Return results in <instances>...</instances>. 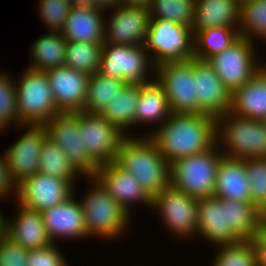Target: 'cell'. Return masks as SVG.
I'll use <instances>...</instances> for the list:
<instances>
[{
  "mask_svg": "<svg viewBox=\"0 0 266 266\" xmlns=\"http://www.w3.org/2000/svg\"><path fill=\"white\" fill-rule=\"evenodd\" d=\"M149 137L172 164L216 145V120L208 114L172 113Z\"/></svg>",
  "mask_w": 266,
  "mask_h": 266,
  "instance_id": "obj_1",
  "label": "cell"
},
{
  "mask_svg": "<svg viewBox=\"0 0 266 266\" xmlns=\"http://www.w3.org/2000/svg\"><path fill=\"white\" fill-rule=\"evenodd\" d=\"M153 197L170 185L171 164L149 136H125L114 161Z\"/></svg>",
  "mask_w": 266,
  "mask_h": 266,
  "instance_id": "obj_2",
  "label": "cell"
},
{
  "mask_svg": "<svg viewBox=\"0 0 266 266\" xmlns=\"http://www.w3.org/2000/svg\"><path fill=\"white\" fill-rule=\"evenodd\" d=\"M91 184L86 195L79 200L85 217L86 230L89 239L98 237L106 241L123 237L131 218L127 211L111 197L109 192L94 177H84ZM130 223V224H129ZM127 228V230H126ZM126 230V231H125ZM125 231V232H124Z\"/></svg>",
  "mask_w": 266,
  "mask_h": 266,
  "instance_id": "obj_3",
  "label": "cell"
},
{
  "mask_svg": "<svg viewBox=\"0 0 266 266\" xmlns=\"http://www.w3.org/2000/svg\"><path fill=\"white\" fill-rule=\"evenodd\" d=\"M215 120L216 145L224 156L266 157V121L237 116L229 111Z\"/></svg>",
  "mask_w": 266,
  "mask_h": 266,
  "instance_id": "obj_4",
  "label": "cell"
},
{
  "mask_svg": "<svg viewBox=\"0 0 266 266\" xmlns=\"http://www.w3.org/2000/svg\"><path fill=\"white\" fill-rule=\"evenodd\" d=\"M224 154L219 147L178 159L171 164L170 185L196 199L214 197L218 167Z\"/></svg>",
  "mask_w": 266,
  "mask_h": 266,
  "instance_id": "obj_5",
  "label": "cell"
},
{
  "mask_svg": "<svg viewBox=\"0 0 266 266\" xmlns=\"http://www.w3.org/2000/svg\"><path fill=\"white\" fill-rule=\"evenodd\" d=\"M155 67L144 45L103 43L98 73L128 84H146L155 79Z\"/></svg>",
  "mask_w": 266,
  "mask_h": 266,
  "instance_id": "obj_6",
  "label": "cell"
},
{
  "mask_svg": "<svg viewBox=\"0 0 266 266\" xmlns=\"http://www.w3.org/2000/svg\"><path fill=\"white\" fill-rule=\"evenodd\" d=\"M21 124H44L59 114L46 72L26 68L15 82Z\"/></svg>",
  "mask_w": 266,
  "mask_h": 266,
  "instance_id": "obj_7",
  "label": "cell"
},
{
  "mask_svg": "<svg viewBox=\"0 0 266 266\" xmlns=\"http://www.w3.org/2000/svg\"><path fill=\"white\" fill-rule=\"evenodd\" d=\"M144 48L155 66L169 61L194 58L191 28L167 19H151Z\"/></svg>",
  "mask_w": 266,
  "mask_h": 266,
  "instance_id": "obj_8",
  "label": "cell"
},
{
  "mask_svg": "<svg viewBox=\"0 0 266 266\" xmlns=\"http://www.w3.org/2000/svg\"><path fill=\"white\" fill-rule=\"evenodd\" d=\"M198 199L174 189L171 185L152 197L151 209L159 215L163 227L174 238H197ZM173 233V234H172ZM176 236V237H175Z\"/></svg>",
  "mask_w": 266,
  "mask_h": 266,
  "instance_id": "obj_9",
  "label": "cell"
},
{
  "mask_svg": "<svg viewBox=\"0 0 266 266\" xmlns=\"http://www.w3.org/2000/svg\"><path fill=\"white\" fill-rule=\"evenodd\" d=\"M256 43L240 37L229 48L207 60L230 93L242 87L266 64L257 59Z\"/></svg>",
  "mask_w": 266,
  "mask_h": 266,
  "instance_id": "obj_10",
  "label": "cell"
},
{
  "mask_svg": "<svg viewBox=\"0 0 266 266\" xmlns=\"http://www.w3.org/2000/svg\"><path fill=\"white\" fill-rule=\"evenodd\" d=\"M155 79L162 86L172 113L203 114L196 98L193 58L157 65Z\"/></svg>",
  "mask_w": 266,
  "mask_h": 266,
  "instance_id": "obj_11",
  "label": "cell"
},
{
  "mask_svg": "<svg viewBox=\"0 0 266 266\" xmlns=\"http://www.w3.org/2000/svg\"><path fill=\"white\" fill-rule=\"evenodd\" d=\"M44 125L48 139L63 150L83 177L96 174L99 165L88 155L87 147L83 145L78 127V112L59 113L46 121Z\"/></svg>",
  "mask_w": 266,
  "mask_h": 266,
  "instance_id": "obj_12",
  "label": "cell"
},
{
  "mask_svg": "<svg viewBox=\"0 0 266 266\" xmlns=\"http://www.w3.org/2000/svg\"><path fill=\"white\" fill-rule=\"evenodd\" d=\"M16 128L24 129L25 133L5 149L8 174L15 187L39 172L40 153L48 138L44 124H20Z\"/></svg>",
  "mask_w": 266,
  "mask_h": 266,
  "instance_id": "obj_13",
  "label": "cell"
},
{
  "mask_svg": "<svg viewBox=\"0 0 266 266\" xmlns=\"http://www.w3.org/2000/svg\"><path fill=\"white\" fill-rule=\"evenodd\" d=\"M78 127L88 155L100 166L114 162L125 135L99 113L78 112Z\"/></svg>",
  "mask_w": 266,
  "mask_h": 266,
  "instance_id": "obj_14",
  "label": "cell"
},
{
  "mask_svg": "<svg viewBox=\"0 0 266 266\" xmlns=\"http://www.w3.org/2000/svg\"><path fill=\"white\" fill-rule=\"evenodd\" d=\"M74 191L75 186L70 181L38 172L16 186L12 201L43 212L67 201L75 194Z\"/></svg>",
  "mask_w": 266,
  "mask_h": 266,
  "instance_id": "obj_15",
  "label": "cell"
},
{
  "mask_svg": "<svg viewBox=\"0 0 266 266\" xmlns=\"http://www.w3.org/2000/svg\"><path fill=\"white\" fill-rule=\"evenodd\" d=\"M106 16L104 43L144 45L151 16L149 8L118 5Z\"/></svg>",
  "mask_w": 266,
  "mask_h": 266,
  "instance_id": "obj_16",
  "label": "cell"
},
{
  "mask_svg": "<svg viewBox=\"0 0 266 266\" xmlns=\"http://www.w3.org/2000/svg\"><path fill=\"white\" fill-rule=\"evenodd\" d=\"M197 212V238H202L214 247L243 241L230 227L229 199L217 197L198 199Z\"/></svg>",
  "mask_w": 266,
  "mask_h": 266,
  "instance_id": "obj_17",
  "label": "cell"
},
{
  "mask_svg": "<svg viewBox=\"0 0 266 266\" xmlns=\"http://www.w3.org/2000/svg\"><path fill=\"white\" fill-rule=\"evenodd\" d=\"M94 177L130 216L137 203L151 208L152 197L131 173L124 171L115 162L100 165Z\"/></svg>",
  "mask_w": 266,
  "mask_h": 266,
  "instance_id": "obj_18",
  "label": "cell"
},
{
  "mask_svg": "<svg viewBox=\"0 0 266 266\" xmlns=\"http://www.w3.org/2000/svg\"><path fill=\"white\" fill-rule=\"evenodd\" d=\"M60 113L83 111L90 75L67 66L46 71Z\"/></svg>",
  "mask_w": 266,
  "mask_h": 266,
  "instance_id": "obj_19",
  "label": "cell"
},
{
  "mask_svg": "<svg viewBox=\"0 0 266 266\" xmlns=\"http://www.w3.org/2000/svg\"><path fill=\"white\" fill-rule=\"evenodd\" d=\"M198 109L212 117L224 115L230 109L231 93L207 61L193 58Z\"/></svg>",
  "mask_w": 266,
  "mask_h": 266,
  "instance_id": "obj_20",
  "label": "cell"
},
{
  "mask_svg": "<svg viewBox=\"0 0 266 266\" xmlns=\"http://www.w3.org/2000/svg\"><path fill=\"white\" fill-rule=\"evenodd\" d=\"M76 197L74 194L67 201L41 212L47 235L52 243H57L61 239H89L83 210Z\"/></svg>",
  "mask_w": 266,
  "mask_h": 266,
  "instance_id": "obj_21",
  "label": "cell"
},
{
  "mask_svg": "<svg viewBox=\"0 0 266 266\" xmlns=\"http://www.w3.org/2000/svg\"><path fill=\"white\" fill-rule=\"evenodd\" d=\"M15 203V216H4V233L27 250L49 246L52 242L47 235L41 212Z\"/></svg>",
  "mask_w": 266,
  "mask_h": 266,
  "instance_id": "obj_22",
  "label": "cell"
},
{
  "mask_svg": "<svg viewBox=\"0 0 266 266\" xmlns=\"http://www.w3.org/2000/svg\"><path fill=\"white\" fill-rule=\"evenodd\" d=\"M84 3H75L61 30L66 41L104 43L105 14Z\"/></svg>",
  "mask_w": 266,
  "mask_h": 266,
  "instance_id": "obj_23",
  "label": "cell"
},
{
  "mask_svg": "<svg viewBox=\"0 0 266 266\" xmlns=\"http://www.w3.org/2000/svg\"><path fill=\"white\" fill-rule=\"evenodd\" d=\"M229 112L266 121V64L242 87L231 93Z\"/></svg>",
  "mask_w": 266,
  "mask_h": 266,
  "instance_id": "obj_24",
  "label": "cell"
},
{
  "mask_svg": "<svg viewBox=\"0 0 266 266\" xmlns=\"http://www.w3.org/2000/svg\"><path fill=\"white\" fill-rule=\"evenodd\" d=\"M214 197L233 201H250L245 159L222 157L218 167Z\"/></svg>",
  "mask_w": 266,
  "mask_h": 266,
  "instance_id": "obj_25",
  "label": "cell"
},
{
  "mask_svg": "<svg viewBox=\"0 0 266 266\" xmlns=\"http://www.w3.org/2000/svg\"><path fill=\"white\" fill-rule=\"evenodd\" d=\"M171 114L168 98L156 79L149 83L142 84L136 107V127L141 125H145V127L147 125L149 127L152 124L157 126H153L152 131L148 130L149 133H144L143 136H149L156 128L163 124Z\"/></svg>",
  "mask_w": 266,
  "mask_h": 266,
  "instance_id": "obj_26",
  "label": "cell"
},
{
  "mask_svg": "<svg viewBox=\"0 0 266 266\" xmlns=\"http://www.w3.org/2000/svg\"><path fill=\"white\" fill-rule=\"evenodd\" d=\"M239 7L236 0H196L193 34L216 26L238 30Z\"/></svg>",
  "mask_w": 266,
  "mask_h": 266,
  "instance_id": "obj_27",
  "label": "cell"
},
{
  "mask_svg": "<svg viewBox=\"0 0 266 266\" xmlns=\"http://www.w3.org/2000/svg\"><path fill=\"white\" fill-rule=\"evenodd\" d=\"M142 84H126L117 93L105 109L100 113L108 122L115 125L125 136H136L130 133L136 128V107L138 104ZM133 126V127H132ZM130 127H132L130 129Z\"/></svg>",
  "mask_w": 266,
  "mask_h": 266,
  "instance_id": "obj_28",
  "label": "cell"
},
{
  "mask_svg": "<svg viewBox=\"0 0 266 266\" xmlns=\"http://www.w3.org/2000/svg\"><path fill=\"white\" fill-rule=\"evenodd\" d=\"M32 44L29 69L46 72L64 66L67 41L61 31H48Z\"/></svg>",
  "mask_w": 266,
  "mask_h": 266,
  "instance_id": "obj_29",
  "label": "cell"
},
{
  "mask_svg": "<svg viewBox=\"0 0 266 266\" xmlns=\"http://www.w3.org/2000/svg\"><path fill=\"white\" fill-rule=\"evenodd\" d=\"M240 38L232 27L216 26L194 33V58L207 61L212 56L229 48Z\"/></svg>",
  "mask_w": 266,
  "mask_h": 266,
  "instance_id": "obj_30",
  "label": "cell"
},
{
  "mask_svg": "<svg viewBox=\"0 0 266 266\" xmlns=\"http://www.w3.org/2000/svg\"><path fill=\"white\" fill-rule=\"evenodd\" d=\"M39 163L40 173L70 181L75 187L76 179L83 176L70 162L63 150L48 138L43 144Z\"/></svg>",
  "mask_w": 266,
  "mask_h": 266,
  "instance_id": "obj_31",
  "label": "cell"
},
{
  "mask_svg": "<svg viewBox=\"0 0 266 266\" xmlns=\"http://www.w3.org/2000/svg\"><path fill=\"white\" fill-rule=\"evenodd\" d=\"M126 84L123 80L105 77L98 72L90 75L83 111L100 114Z\"/></svg>",
  "mask_w": 266,
  "mask_h": 266,
  "instance_id": "obj_32",
  "label": "cell"
},
{
  "mask_svg": "<svg viewBox=\"0 0 266 266\" xmlns=\"http://www.w3.org/2000/svg\"><path fill=\"white\" fill-rule=\"evenodd\" d=\"M238 32L240 37L266 43V0H253L239 7Z\"/></svg>",
  "mask_w": 266,
  "mask_h": 266,
  "instance_id": "obj_33",
  "label": "cell"
},
{
  "mask_svg": "<svg viewBox=\"0 0 266 266\" xmlns=\"http://www.w3.org/2000/svg\"><path fill=\"white\" fill-rule=\"evenodd\" d=\"M230 227L243 239L258 236L259 221L263 215L250 201L229 200Z\"/></svg>",
  "mask_w": 266,
  "mask_h": 266,
  "instance_id": "obj_34",
  "label": "cell"
},
{
  "mask_svg": "<svg viewBox=\"0 0 266 266\" xmlns=\"http://www.w3.org/2000/svg\"><path fill=\"white\" fill-rule=\"evenodd\" d=\"M102 43L67 41L64 65L92 75L98 72Z\"/></svg>",
  "mask_w": 266,
  "mask_h": 266,
  "instance_id": "obj_35",
  "label": "cell"
},
{
  "mask_svg": "<svg viewBox=\"0 0 266 266\" xmlns=\"http://www.w3.org/2000/svg\"><path fill=\"white\" fill-rule=\"evenodd\" d=\"M196 0H151V19H167L192 29Z\"/></svg>",
  "mask_w": 266,
  "mask_h": 266,
  "instance_id": "obj_36",
  "label": "cell"
},
{
  "mask_svg": "<svg viewBox=\"0 0 266 266\" xmlns=\"http://www.w3.org/2000/svg\"><path fill=\"white\" fill-rule=\"evenodd\" d=\"M211 266H258L253 240H243L236 244L219 245Z\"/></svg>",
  "mask_w": 266,
  "mask_h": 266,
  "instance_id": "obj_37",
  "label": "cell"
},
{
  "mask_svg": "<svg viewBox=\"0 0 266 266\" xmlns=\"http://www.w3.org/2000/svg\"><path fill=\"white\" fill-rule=\"evenodd\" d=\"M8 72H0V134L4 133L7 128L9 130L20 125L17 117V103H16V78L7 74ZM14 124V125H13Z\"/></svg>",
  "mask_w": 266,
  "mask_h": 266,
  "instance_id": "obj_38",
  "label": "cell"
},
{
  "mask_svg": "<svg viewBox=\"0 0 266 266\" xmlns=\"http://www.w3.org/2000/svg\"><path fill=\"white\" fill-rule=\"evenodd\" d=\"M250 186V202L263 213L266 210V157L245 159Z\"/></svg>",
  "mask_w": 266,
  "mask_h": 266,
  "instance_id": "obj_39",
  "label": "cell"
},
{
  "mask_svg": "<svg viewBox=\"0 0 266 266\" xmlns=\"http://www.w3.org/2000/svg\"><path fill=\"white\" fill-rule=\"evenodd\" d=\"M39 16L49 31H61L68 18L72 3L64 0H38Z\"/></svg>",
  "mask_w": 266,
  "mask_h": 266,
  "instance_id": "obj_40",
  "label": "cell"
},
{
  "mask_svg": "<svg viewBox=\"0 0 266 266\" xmlns=\"http://www.w3.org/2000/svg\"><path fill=\"white\" fill-rule=\"evenodd\" d=\"M56 244L28 250L27 266H69V261H66L65 255Z\"/></svg>",
  "mask_w": 266,
  "mask_h": 266,
  "instance_id": "obj_41",
  "label": "cell"
},
{
  "mask_svg": "<svg viewBox=\"0 0 266 266\" xmlns=\"http://www.w3.org/2000/svg\"><path fill=\"white\" fill-rule=\"evenodd\" d=\"M28 250L4 232L0 235V266H27Z\"/></svg>",
  "mask_w": 266,
  "mask_h": 266,
  "instance_id": "obj_42",
  "label": "cell"
},
{
  "mask_svg": "<svg viewBox=\"0 0 266 266\" xmlns=\"http://www.w3.org/2000/svg\"><path fill=\"white\" fill-rule=\"evenodd\" d=\"M16 187L13 185L8 174V161L4 151L3 156L0 154V200H8L15 196ZM11 196V197H10Z\"/></svg>",
  "mask_w": 266,
  "mask_h": 266,
  "instance_id": "obj_43",
  "label": "cell"
},
{
  "mask_svg": "<svg viewBox=\"0 0 266 266\" xmlns=\"http://www.w3.org/2000/svg\"><path fill=\"white\" fill-rule=\"evenodd\" d=\"M81 2L104 12L120 5V0H81Z\"/></svg>",
  "mask_w": 266,
  "mask_h": 266,
  "instance_id": "obj_44",
  "label": "cell"
},
{
  "mask_svg": "<svg viewBox=\"0 0 266 266\" xmlns=\"http://www.w3.org/2000/svg\"><path fill=\"white\" fill-rule=\"evenodd\" d=\"M253 243L257 253L258 266H266V245L257 237L253 239Z\"/></svg>",
  "mask_w": 266,
  "mask_h": 266,
  "instance_id": "obj_45",
  "label": "cell"
},
{
  "mask_svg": "<svg viewBox=\"0 0 266 266\" xmlns=\"http://www.w3.org/2000/svg\"><path fill=\"white\" fill-rule=\"evenodd\" d=\"M120 5L149 8L151 0H120Z\"/></svg>",
  "mask_w": 266,
  "mask_h": 266,
  "instance_id": "obj_46",
  "label": "cell"
},
{
  "mask_svg": "<svg viewBox=\"0 0 266 266\" xmlns=\"http://www.w3.org/2000/svg\"><path fill=\"white\" fill-rule=\"evenodd\" d=\"M257 238L266 245V218L262 215L259 221V230Z\"/></svg>",
  "mask_w": 266,
  "mask_h": 266,
  "instance_id": "obj_47",
  "label": "cell"
},
{
  "mask_svg": "<svg viewBox=\"0 0 266 266\" xmlns=\"http://www.w3.org/2000/svg\"><path fill=\"white\" fill-rule=\"evenodd\" d=\"M4 213L0 209V235L4 232Z\"/></svg>",
  "mask_w": 266,
  "mask_h": 266,
  "instance_id": "obj_48",
  "label": "cell"
},
{
  "mask_svg": "<svg viewBox=\"0 0 266 266\" xmlns=\"http://www.w3.org/2000/svg\"><path fill=\"white\" fill-rule=\"evenodd\" d=\"M236 1L238 2V5L240 6V5L244 4V3L251 2L253 0H236Z\"/></svg>",
  "mask_w": 266,
  "mask_h": 266,
  "instance_id": "obj_49",
  "label": "cell"
},
{
  "mask_svg": "<svg viewBox=\"0 0 266 266\" xmlns=\"http://www.w3.org/2000/svg\"><path fill=\"white\" fill-rule=\"evenodd\" d=\"M64 1L70 2V3H72L73 5H74L75 3H81V0H64Z\"/></svg>",
  "mask_w": 266,
  "mask_h": 266,
  "instance_id": "obj_50",
  "label": "cell"
},
{
  "mask_svg": "<svg viewBox=\"0 0 266 266\" xmlns=\"http://www.w3.org/2000/svg\"><path fill=\"white\" fill-rule=\"evenodd\" d=\"M263 216L266 218V210L263 212Z\"/></svg>",
  "mask_w": 266,
  "mask_h": 266,
  "instance_id": "obj_51",
  "label": "cell"
}]
</instances>
